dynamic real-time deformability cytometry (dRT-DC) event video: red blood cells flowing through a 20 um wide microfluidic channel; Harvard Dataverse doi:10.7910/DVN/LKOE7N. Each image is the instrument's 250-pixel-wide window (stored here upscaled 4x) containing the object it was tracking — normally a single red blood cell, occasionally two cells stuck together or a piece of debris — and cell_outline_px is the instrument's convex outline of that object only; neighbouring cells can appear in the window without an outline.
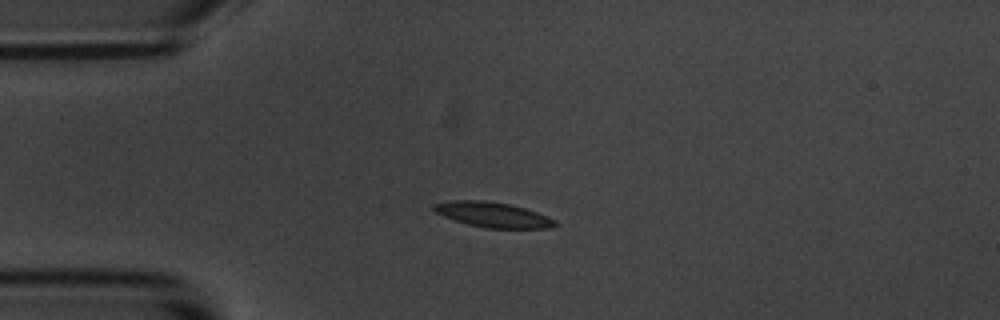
{"species": "common noctule bat (a hibernating species)", "species_latin": "Nyctalus noctula", "temperature_condition": "room temperature", "stored_images_in_passage": 6, "camera_frame_rate_fps": 3000, "um_per_image_px": 0.085, "animal": {"sex": "male", "body_mass_g": 20.1, "forearm_length_mm": 53.5}, "frame": {"image": 1, "passage_image": 3, "time_ms": 3.333, "image_size_px": [1000, 320], "cell_outline_px": [[556, 224], [548, 228], [484, 228], [468, 224], [444, 216], [436, 212], [432, 208], [432, 204], [452, 200], [484, 200], [508, 204], [524, 208], [536, 212], [556, 220]], "centroid_in_image_um": [41.86, 18.24], "position_along_channel_um": 43.1, "area_um2": 17.51}}
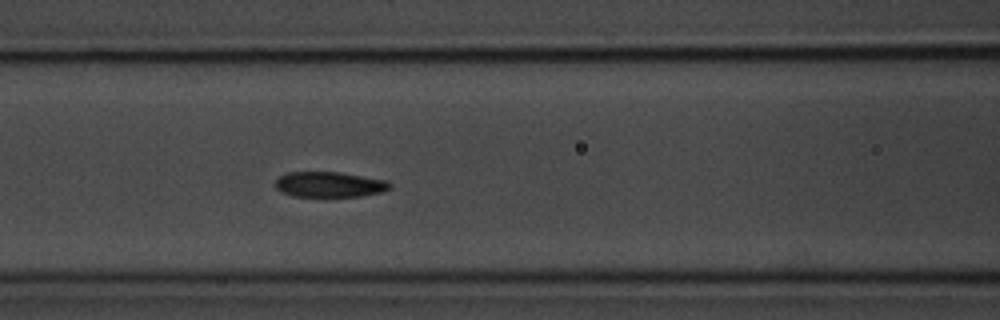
{"frame": {"image": 2, "passage_image": 6, "time_ms": 6.667, "image_size_px": [1000, 320], "cell_outline_px": [[392, 184], [388, 188], [380, 192], [360, 196], [292, 196], [280, 192], [276, 188], [276, 180], [280, 176], [288, 172], [340, 172], [388, 180]], "centroid_in_image_um": [27.99, 15.67], "position_along_channel_um": 138.6, "area_um2": 16.88}}